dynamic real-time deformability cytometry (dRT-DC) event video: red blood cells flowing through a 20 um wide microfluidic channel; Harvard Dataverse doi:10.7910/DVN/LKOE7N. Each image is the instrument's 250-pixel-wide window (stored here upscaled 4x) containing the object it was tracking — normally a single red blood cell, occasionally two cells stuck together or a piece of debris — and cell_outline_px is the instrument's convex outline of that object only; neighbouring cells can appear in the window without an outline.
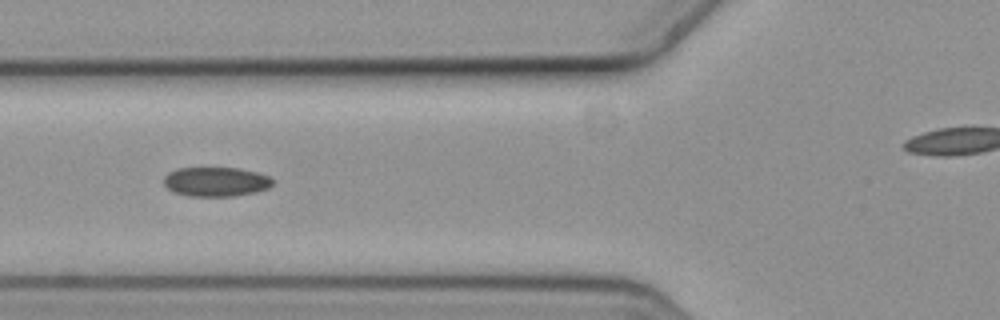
{"species": "common noctule bat (a hibernating species)", "species_latin": "Nyctalus noctula", "temperature_condition": "cold", "stored_images_in_passage": 8, "segment_of_instrument_passage": [1, 2], "camera_frame_rate_fps": 3000, "um_per_image_px": 0.085, "animal": {"sex": "female", "body_mass_g": 19.3, "forearm_length_mm": 54.1}, "frame": {"image": 1, "passage_image": 6, "time_ms": 1.667, "image_size_px": [1000, 320], "cell_outline_px": [[276, 180], [268, 188], [256, 192], [232, 196], [188, 196], [172, 192], [164, 184], [164, 176], [168, 172], [176, 168], [240, 168], [272, 176]], "centroid_in_image_um": [18.37, 15.44], "position_along_channel_um": 107.4, "area_um2": 18.9}}
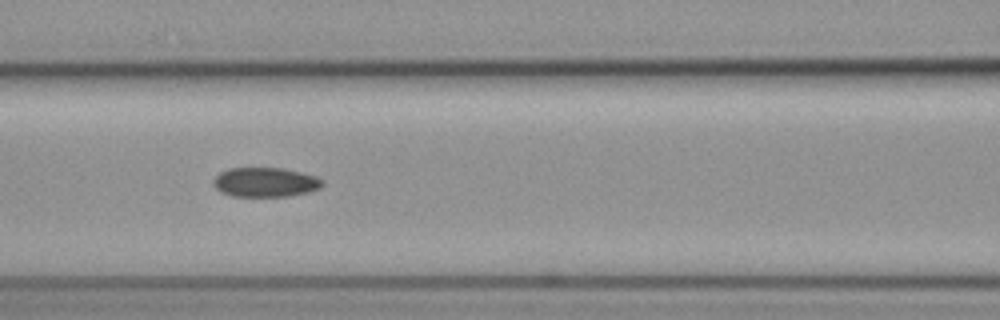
{"frame": {"image": 2, "passage_image": 7, "time_ms": 2.0, "image_size_px": [1000, 320], "cell_outline_px": [[324, 184], [320, 188], [308, 192], [288, 196], [232, 196], [220, 192], [212, 184], [212, 180], [220, 172], [228, 168], [284, 168], [316, 176], [324, 180]], "centroid_in_image_um": [22.54, 15.48], "position_along_channel_um": 144.1, "area_um2": 18.84}}